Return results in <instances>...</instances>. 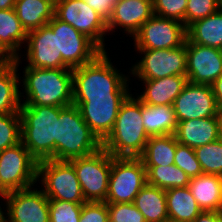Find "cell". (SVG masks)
Returning a JSON list of instances; mask_svg holds the SVG:
<instances>
[{"label":"cell","mask_w":222,"mask_h":222,"mask_svg":"<svg viewBox=\"0 0 222 222\" xmlns=\"http://www.w3.org/2000/svg\"><path fill=\"white\" fill-rule=\"evenodd\" d=\"M107 53L102 51L90 63L72 69L73 99L128 97L131 94V75L117 70Z\"/></svg>","instance_id":"6da1fadb"},{"label":"cell","mask_w":222,"mask_h":222,"mask_svg":"<svg viewBox=\"0 0 222 222\" xmlns=\"http://www.w3.org/2000/svg\"><path fill=\"white\" fill-rule=\"evenodd\" d=\"M20 84L23 91L20 92L21 106L65 107L73 104L71 68L42 69L24 66Z\"/></svg>","instance_id":"7a4b0ae2"},{"label":"cell","mask_w":222,"mask_h":222,"mask_svg":"<svg viewBox=\"0 0 222 222\" xmlns=\"http://www.w3.org/2000/svg\"><path fill=\"white\" fill-rule=\"evenodd\" d=\"M148 139L142 102L131 93L120 106L114 128L102 142V148L113 157H140Z\"/></svg>","instance_id":"3957f363"},{"label":"cell","mask_w":222,"mask_h":222,"mask_svg":"<svg viewBox=\"0 0 222 222\" xmlns=\"http://www.w3.org/2000/svg\"><path fill=\"white\" fill-rule=\"evenodd\" d=\"M61 107L20 106L21 143L38 161L55 160L56 129Z\"/></svg>","instance_id":"277c9868"},{"label":"cell","mask_w":222,"mask_h":222,"mask_svg":"<svg viewBox=\"0 0 222 222\" xmlns=\"http://www.w3.org/2000/svg\"><path fill=\"white\" fill-rule=\"evenodd\" d=\"M102 148V142L85 123L79 108L61 107L56 129L55 160L69 161L86 157Z\"/></svg>","instance_id":"5b68a950"},{"label":"cell","mask_w":222,"mask_h":222,"mask_svg":"<svg viewBox=\"0 0 222 222\" xmlns=\"http://www.w3.org/2000/svg\"><path fill=\"white\" fill-rule=\"evenodd\" d=\"M37 178V184H42L41 189L49 200L87 202L74 166L69 161L48 159L38 162Z\"/></svg>","instance_id":"8992f818"},{"label":"cell","mask_w":222,"mask_h":222,"mask_svg":"<svg viewBox=\"0 0 222 222\" xmlns=\"http://www.w3.org/2000/svg\"><path fill=\"white\" fill-rule=\"evenodd\" d=\"M147 184L146 169L140 157H113L106 203H132Z\"/></svg>","instance_id":"52a82bcc"},{"label":"cell","mask_w":222,"mask_h":222,"mask_svg":"<svg viewBox=\"0 0 222 222\" xmlns=\"http://www.w3.org/2000/svg\"><path fill=\"white\" fill-rule=\"evenodd\" d=\"M37 173L38 161L21 142L0 152V191L3 194L37 186Z\"/></svg>","instance_id":"ba28073f"},{"label":"cell","mask_w":222,"mask_h":222,"mask_svg":"<svg viewBox=\"0 0 222 222\" xmlns=\"http://www.w3.org/2000/svg\"><path fill=\"white\" fill-rule=\"evenodd\" d=\"M74 166L83 196L88 202H105L108 194L112 155L101 148L86 157L69 160Z\"/></svg>","instance_id":"9c48e42d"},{"label":"cell","mask_w":222,"mask_h":222,"mask_svg":"<svg viewBox=\"0 0 222 222\" xmlns=\"http://www.w3.org/2000/svg\"><path fill=\"white\" fill-rule=\"evenodd\" d=\"M140 60L129 69L137 79H161L173 75H186V42L173 49L135 50Z\"/></svg>","instance_id":"30bf717a"},{"label":"cell","mask_w":222,"mask_h":222,"mask_svg":"<svg viewBox=\"0 0 222 222\" xmlns=\"http://www.w3.org/2000/svg\"><path fill=\"white\" fill-rule=\"evenodd\" d=\"M54 15L78 32L90 38L102 51L105 49V36L108 34L107 21L87 2L82 0H55Z\"/></svg>","instance_id":"8fae6325"},{"label":"cell","mask_w":222,"mask_h":222,"mask_svg":"<svg viewBox=\"0 0 222 222\" xmlns=\"http://www.w3.org/2000/svg\"><path fill=\"white\" fill-rule=\"evenodd\" d=\"M135 50L173 49L187 39V27L175 19L153 15L132 37Z\"/></svg>","instance_id":"7c38bea8"},{"label":"cell","mask_w":222,"mask_h":222,"mask_svg":"<svg viewBox=\"0 0 222 222\" xmlns=\"http://www.w3.org/2000/svg\"><path fill=\"white\" fill-rule=\"evenodd\" d=\"M48 25L53 33H57L58 55H62V61L69 68L74 69L90 63L102 52L90 38L55 15Z\"/></svg>","instance_id":"4fadbf2b"},{"label":"cell","mask_w":222,"mask_h":222,"mask_svg":"<svg viewBox=\"0 0 222 222\" xmlns=\"http://www.w3.org/2000/svg\"><path fill=\"white\" fill-rule=\"evenodd\" d=\"M3 196L6 222H50L49 199L41 188L31 186Z\"/></svg>","instance_id":"5bb4252c"},{"label":"cell","mask_w":222,"mask_h":222,"mask_svg":"<svg viewBox=\"0 0 222 222\" xmlns=\"http://www.w3.org/2000/svg\"><path fill=\"white\" fill-rule=\"evenodd\" d=\"M24 47L26 53L23 56H26V59L19 55L15 60H26L27 67L70 69L62 61V55H58L57 33H53L48 24L28 32Z\"/></svg>","instance_id":"9a60e30c"},{"label":"cell","mask_w":222,"mask_h":222,"mask_svg":"<svg viewBox=\"0 0 222 222\" xmlns=\"http://www.w3.org/2000/svg\"><path fill=\"white\" fill-rule=\"evenodd\" d=\"M127 97H100L90 99H73L82 115L97 138L103 142L114 128L120 106Z\"/></svg>","instance_id":"2e32d148"},{"label":"cell","mask_w":222,"mask_h":222,"mask_svg":"<svg viewBox=\"0 0 222 222\" xmlns=\"http://www.w3.org/2000/svg\"><path fill=\"white\" fill-rule=\"evenodd\" d=\"M173 108L177 122L216 117L219 112L212 86L190 82L175 98Z\"/></svg>","instance_id":"e0dca14e"},{"label":"cell","mask_w":222,"mask_h":222,"mask_svg":"<svg viewBox=\"0 0 222 222\" xmlns=\"http://www.w3.org/2000/svg\"><path fill=\"white\" fill-rule=\"evenodd\" d=\"M188 82L212 85L222 75V50L191 43L186 39Z\"/></svg>","instance_id":"ac0fdd59"},{"label":"cell","mask_w":222,"mask_h":222,"mask_svg":"<svg viewBox=\"0 0 222 222\" xmlns=\"http://www.w3.org/2000/svg\"><path fill=\"white\" fill-rule=\"evenodd\" d=\"M153 15L151 0H119L107 21L108 33L123 28V33L132 38Z\"/></svg>","instance_id":"d6986e66"},{"label":"cell","mask_w":222,"mask_h":222,"mask_svg":"<svg viewBox=\"0 0 222 222\" xmlns=\"http://www.w3.org/2000/svg\"><path fill=\"white\" fill-rule=\"evenodd\" d=\"M143 81V91L135 95L143 104L153 106L171 105L188 83L186 75H173L161 79H138Z\"/></svg>","instance_id":"ffe728a7"},{"label":"cell","mask_w":222,"mask_h":222,"mask_svg":"<svg viewBox=\"0 0 222 222\" xmlns=\"http://www.w3.org/2000/svg\"><path fill=\"white\" fill-rule=\"evenodd\" d=\"M174 135L178 143L187 145L193 149L214 142L219 139L218 117L178 122Z\"/></svg>","instance_id":"44dd1931"},{"label":"cell","mask_w":222,"mask_h":222,"mask_svg":"<svg viewBox=\"0 0 222 222\" xmlns=\"http://www.w3.org/2000/svg\"><path fill=\"white\" fill-rule=\"evenodd\" d=\"M202 211H222V180L220 175L201 174L188 184Z\"/></svg>","instance_id":"7402d4cb"},{"label":"cell","mask_w":222,"mask_h":222,"mask_svg":"<svg viewBox=\"0 0 222 222\" xmlns=\"http://www.w3.org/2000/svg\"><path fill=\"white\" fill-rule=\"evenodd\" d=\"M22 60L12 59L0 68V114L20 113V76L19 65Z\"/></svg>","instance_id":"603a6c76"},{"label":"cell","mask_w":222,"mask_h":222,"mask_svg":"<svg viewBox=\"0 0 222 222\" xmlns=\"http://www.w3.org/2000/svg\"><path fill=\"white\" fill-rule=\"evenodd\" d=\"M27 34L14 8L0 10V47L12 59L22 55L19 52H22L20 50L26 43Z\"/></svg>","instance_id":"cb8c5ba5"},{"label":"cell","mask_w":222,"mask_h":222,"mask_svg":"<svg viewBox=\"0 0 222 222\" xmlns=\"http://www.w3.org/2000/svg\"><path fill=\"white\" fill-rule=\"evenodd\" d=\"M14 9L28 33L47 25L54 17L55 0H16Z\"/></svg>","instance_id":"d4e9b609"},{"label":"cell","mask_w":222,"mask_h":222,"mask_svg":"<svg viewBox=\"0 0 222 222\" xmlns=\"http://www.w3.org/2000/svg\"><path fill=\"white\" fill-rule=\"evenodd\" d=\"M133 204L143 214L146 222L169 221L164 189L147 183L136 195Z\"/></svg>","instance_id":"484cf974"},{"label":"cell","mask_w":222,"mask_h":222,"mask_svg":"<svg viewBox=\"0 0 222 222\" xmlns=\"http://www.w3.org/2000/svg\"><path fill=\"white\" fill-rule=\"evenodd\" d=\"M169 221L193 222L202 212L188 186L165 190Z\"/></svg>","instance_id":"4316f807"},{"label":"cell","mask_w":222,"mask_h":222,"mask_svg":"<svg viewBox=\"0 0 222 222\" xmlns=\"http://www.w3.org/2000/svg\"><path fill=\"white\" fill-rule=\"evenodd\" d=\"M187 39L191 43L222 50V12L217 11L190 24Z\"/></svg>","instance_id":"83f0119b"},{"label":"cell","mask_w":222,"mask_h":222,"mask_svg":"<svg viewBox=\"0 0 222 222\" xmlns=\"http://www.w3.org/2000/svg\"><path fill=\"white\" fill-rule=\"evenodd\" d=\"M143 126L149 137L175 134L177 120L171 105L153 106L142 103Z\"/></svg>","instance_id":"f1b7e54d"},{"label":"cell","mask_w":222,"mask_h":222,"mask_svg":"<svg viewBox=\"0 0 222 222\" xmlns=\"http://www.w3.org/2000/svg\"><path fill=\"white\" fill-rule=\"evenodd\" d=\"M177 139L174 134L149 137L145 150L140 156L144 166H163L174 164Z\"/></svg>","instance_id":"f546056e"},{"label":"cell","mask_w":222,"mask_h":222,"mask_svg":"<svg viewBox=\"0 0 222 222\" xmlns=\"http://www.w3.org/2000/svg\"><path fill=\"white\" fill-rule=\"evenodd\" d=\"M147 183L158 188L168 190L171 188L186 187L190 183L189 176L175 164L163 166H144Z\"/></svg>","instance_id":"4dcf8cb0"},{"label":"cell","mask_w":222,"mask_h":222,"mask_svg":"<svg viewBox=\"0 0 222 222\" xmlns=\"http://www.w3.org/2000/svg\"><path fill=\"white\" fill-rule=\"evenodd\" d=\"M194 150L204 174L222 175L221 139L196 147Z\"/></svg>","instance_id":"1f68e13d"},{"label":"cell","mask_w":222,"mask_h":222,"mask_svg":"<svg viewBox=\"0 0 222 222\" xmlns=\"http://www.w3.org/2000/svg\"><path fill=\"white\" fill-rule=\"evenodd\" d=\"M21 142V114H0V152Z\"/></svg>","instance_id":"d6a6232c"},{"label":"cell","mask_w":222,"mask_h":222,"mask_svg":"<svg viewBox=\"0 0 222 222\" xmlns=\"http://www.w3.org/2000/svg\"><path fill=\"white\" fill-rule=\"evenodd\" d=\"M83 203L49 200L50 222H79Z\"/></svg>","instance_id":"836d02e7"},{"label":"cell","mask_w":222,"mask_h":222,"mask_svg":"<svg viewBox=\"0 0 222 222\" xmlns=\"http://www.w3.org/2000/svg\"><path fill=\"white\" fill-rule=\"evenodd\" d=\"M174 164L184 171L190 179L203 174L200 163L197 160L195 150L178 142Z\"/></svg>","instance_id":"e575fe53"},{"label":"cell","mask_w":222,"mask_h":222,"mask_svg":"<svg viewBox=\"0 0 222 222\" xmlns=\"http://www.w3.org/2000/svg\"><path fill=\"white\" fill-rule=\"evenodd\" d=\"M188 0H153V13L157 16L175 19L185 25Z\"/></svg>","instance_id":"d590c367"},{"label":"cell","mask_w":222,"mask_h":222,"mask_svg":"<svg viewBox=\"0 0 222 222\" xmlns=\"http://www.w3.org/2000/svg\"><path fill=\"white\" fill-rule=\"evenodd\" d=\"M109 222H146L132 203H107Z\"/></svg>","instance_id":"8d00e7d4"},{"label":"cell","mask_w":222,"mask_h":222,"mask_svg":"<svg viewBox=\"0 0 222 222\" xmlns=\"http://www.w3.org/2000/svg\"><path fill=\"white\" fill-rule=\"evenodd\" d=\"M218 11V0H188L185 12V26L206 18Z\"/></svg>","instance_id":"74e56055"},{"label":"cell","mask_w":222,"mask_h":222,"mask_svg":"<svg viewBox=\"0 0 222 222\" xmlns=\"http://www.w3.org/2000/svg\"><path fill=\"white\" fill-rule=\"evenodd\" d=\"M79 222H109L107 203H83Z\"/></svg>","instance_id":"f35d334b"},{"label":"cell","mask_w":222,"mask_h":222,"mask_svg":"<svg viewBox=\"0 0 222 222\" xmlns=\"http://www.w3.org/2000/svg\"><path fill=\"white\" fill-rule=\"evenodd\" d=\"M99 13L106 21L112 16L113 9L119 0H82Z\"/></svg>","instance_id":"ab89813d"},{"label":"cell","mask_w":222,"mask_h":222,"mask_svg":"<svg viewBox=\"0 0 222 222\" xmlns=\"http://www.w3.org/2000/svg\"><path fill=\"white\" fill-rule=\"evenodd\" d=\"M193 222H222V211H202Z\"/></svg>","instance_id":"60d3db41"},{"label":"cell","mask_w":222,"mask_h":222,"mask_svg":"<svg viewBox=\"0 0 222 222\" xmlns=\"http://www.w3.org/2000/svg\"><path fill=\"white\" fill-rule=\"evenodd\" d=\"M212 90L219 110H222V75L213 82Z\"/></svg>","instance_id":"b9f144b4"},{"label":"cell","mask_w":222,"mask_h":222,"mask_svg":"<svg viewBox=\"0 0 222 222\" xmlns=\"http://www.w3.org/2000/svg\"><path fill=\"white\" fill-rule=\"evenodd\" d=\"M12 58L0 47V68L7 65Z\"/></svg>","instance_id":"7bdbcfd3"},{"label":"cell","mask_w":222,"mask_h":222,"mask_svg":"<svg viewBox=\"0 0 222 222\" xmlns=\"http://www.w3.org/2000/svg\"><path fill=\"white\" fill-rule=\"evenodd\" d=\"M16 0H0V10L13 9Z\"/></svg>","instance_id":"ee69618b"},{"label":"cell","mask_w":222,"mask_h":222,"mask_svg":"<svg viewBox=\"0 0 222 222\" xmlns=\"http://www.w3.org/2000/svg\"><path fill=\"white\" fill-rule=\"evenodd\" d=\"M0 198H2V201L4 202V196H0ZM1 201V206H2V202ZM5 203H3V208H1L0 206V222H6V216H5Z\"/></svg>","instance_id":"f6af8a7d"},{"label":"cell","mask_w":222,"mask_h":222,"mask_svg":"<svg viewBox=\"0 0 222 222\" xmlns=\"http://www.w3.org/2000/svg\"><path fill=\"white\" fill-rule=\"evenodd\" d=\"M217 117L219 120V139L222 140V110H219Z\"/></svg>","instance_id":"bcb514c9"},{"label":"cell","mask_w":222,"mask_h":222,"mask_svg":"<svg viewBox=\"0 0 222 222\" xmlns=\"http://www.w3.org/2000/svg\"><path fill=\"white\" fill-rule=\"evenodd\" d=\"M218 11L222 12V0H218Z\"/></svg>","instance_id":"7dc6e473"}]
</instances>
